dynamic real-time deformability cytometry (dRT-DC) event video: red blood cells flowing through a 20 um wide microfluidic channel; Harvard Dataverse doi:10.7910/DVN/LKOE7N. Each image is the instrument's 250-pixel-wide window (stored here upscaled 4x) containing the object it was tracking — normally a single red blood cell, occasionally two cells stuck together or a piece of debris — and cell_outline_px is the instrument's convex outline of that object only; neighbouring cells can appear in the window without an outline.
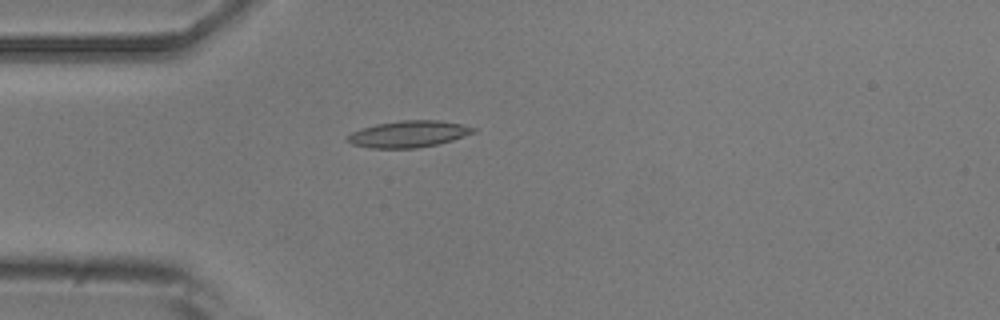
{"species": "common noctule bat (a hibernating species)", "species_latin": "Nyctalus noctula", "temperature_condition": "room temperature", "stored_images_in_passage": 7, "camera_frame_rate_fps": 3000, "um_per_image_px": 0.085, "animal": {"sex": "male", "body_mass_g": 20.5, "forearm_length_mm": 52.5}, "frame": {"image": 1, "passage_image": 5, "time_ms": 4.667, "image_size_px": [1000, 320], "cell_outline_px": [[476, 132], [452, 140], [436, 144], [416, 148], [368, 148], [352, 144], [344, 140], [352, 132], [360, 128], [376, 124], [400, 120], [440, 120], [460, 124], [476, 128]], "centroid_in_image_um": [34.69, 11.39], "position_along_channel_um": 50.3, "area_um2": 19.54}}
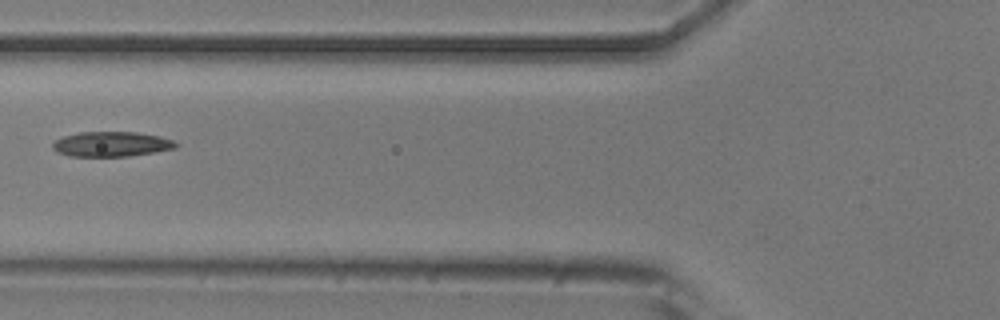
{"frame": {"image": 2, "passage_image": 7, "time_ms": 6.667, "image_size_px": [1000, 320], "cell_outline_px": [[180, 144], [176, 148], [156, 152], [128, 156], [68, 156], [56, 152], [52, 148], [52, 144], [56, 140], [64, 136], [80, 132], [136, 132], [160, 136], [172, 140]], "centroid_in_image_um": [9.48, 12.25], "position_along_channel_um": 116.3, "area_um2": 17.98}}